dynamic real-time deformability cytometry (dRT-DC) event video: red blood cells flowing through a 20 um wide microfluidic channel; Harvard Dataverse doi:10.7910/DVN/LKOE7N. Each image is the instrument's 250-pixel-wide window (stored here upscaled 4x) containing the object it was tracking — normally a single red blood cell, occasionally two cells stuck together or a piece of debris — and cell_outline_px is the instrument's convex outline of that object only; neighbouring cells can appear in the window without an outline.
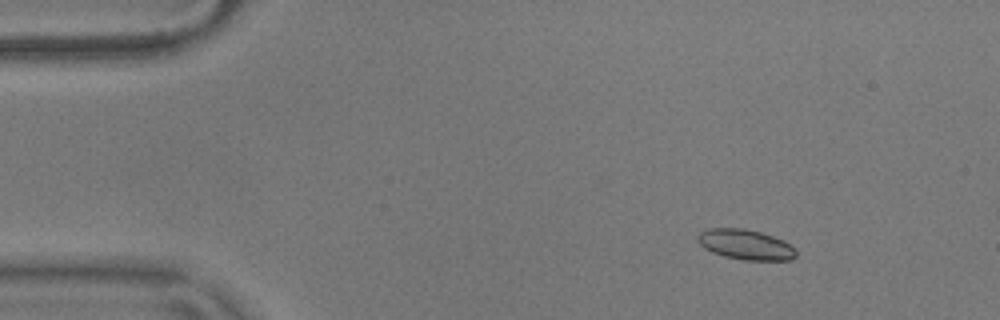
{"species": "common noctule bat (a hibernating species)", "species_latin": "Nyctalus noctula", "temperature_condition": "warm", "stored_images_in_passage": 8, "camera_frame_rate_fps": 3000, "um_per_image_px": 0.085, "animal": {"sex": "male", "body_mass_g": 17.9}, "frame": {"image": 1, "passage_image": 1, "time_ms": 0.0, "image_size_px": [1000, 320], "cell_outline_px": [[796, 256], [792, 260], [744, 260], [724, 256], [712, 252], [704, 248], [700, 244], [696, 236], [700, 232], [708, 228], [744, 228], [760, 232], [784, 240], [796, 248]], "centroid_in_image_um": [63.39, 20.79], "position_along_channel_um": 21.6, "area_um2": 17.4}}